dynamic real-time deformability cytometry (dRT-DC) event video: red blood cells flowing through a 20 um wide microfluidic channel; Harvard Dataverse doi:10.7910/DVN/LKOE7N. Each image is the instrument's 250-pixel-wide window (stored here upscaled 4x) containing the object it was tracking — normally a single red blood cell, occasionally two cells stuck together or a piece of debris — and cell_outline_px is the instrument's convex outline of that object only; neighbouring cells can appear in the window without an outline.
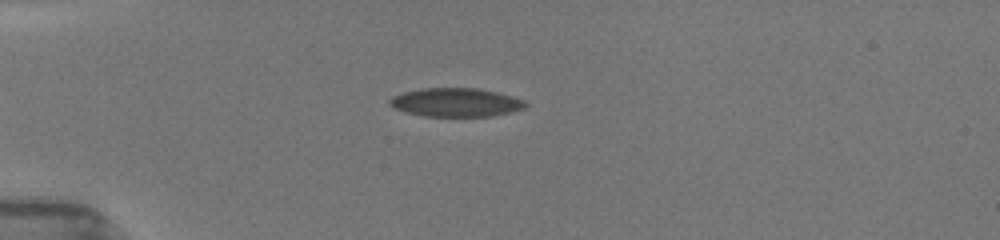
{"species": "common noctule bat (a hibernating species)", "species_latin": "Nyctalus noctula", "temperature_condition": "room temperature", "stored_images_in_passage": 52, "camera_frame_rate_fps": 3000, "um_per_image_px": 0.085, "animal": {"sex": "female", "body_mass_g": 19.5, "forearm_length_mm": 54.1}, "frame": {"image": 1, "passage_image": 13, "time_ms": 3.667, "image_size_px": [1000, 240], "cell_outline_px": [[528, 104], [524, 108], [508, 112], [488, 116], [424, 116], [392, 108], [388, 104], [388, 100], [392, 96], [404, 92], [420, 88], [476, 88], [496, 92], [524, 100]], "centroid_in_image_um": [38.69, 8.69], "position_along_channel_um": 46.3, "area_um2": 22.48}}
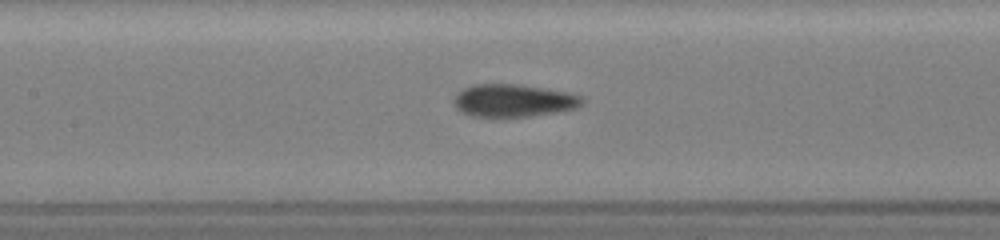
{"frame": {"image": 2, "passage_image": 25, "time_ms": 7.333, "image_size_px": [1000, 240], "cell_outline_px": [[584, 104], [576, 108], [556, 112], [532, 116], [472, 116], [460, 112], [456, 108], [452, 100], [456, 92], [472, 84], [520, 84], [568, 92], [580, 96], [584, 100]], "centroid_in_image_um": [43.61, 8.54], "position_along_channel_um": 163.8, "area_um2": 24.57}}
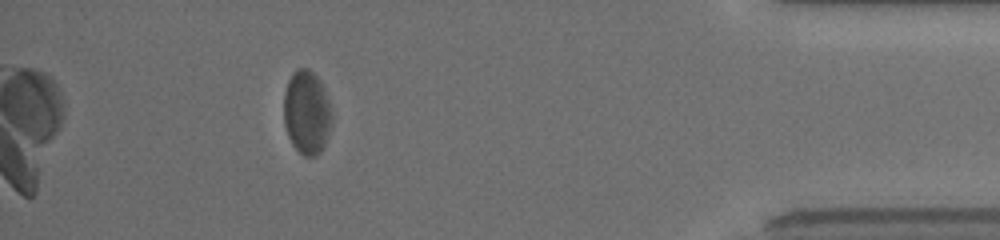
{"frame": {"image": 3, "passage_image": 49, "time_ms": 14.667, "image_size_px": [1000, 240], "cell_outline_px": [[332, 124], [328, 136], [320, 152], [316, 156], [304, 156], [292, 144], [288, 136], [284, 124], [284, 92], [288, 80], [292, 72], [296, 68], [308, 68], [320, 80], [324, 88], [332, 112]], "centroid_in_image_um": [26.07, 9.54], "position_along_channel_um": 409.1, "area_um2": 23.64}, "authors_computed_cell_mechanics": {"area_um2": 23.9003, "velocity_mm_per_s": 3.95, "shape_relaxation_time_tau1_ms": 3.0308, "shape_relaxation_time_tau2_ms": 2.3287, "deformation_change_tau1": 0.0984, "deformation_change_tau2": 0.0788}}